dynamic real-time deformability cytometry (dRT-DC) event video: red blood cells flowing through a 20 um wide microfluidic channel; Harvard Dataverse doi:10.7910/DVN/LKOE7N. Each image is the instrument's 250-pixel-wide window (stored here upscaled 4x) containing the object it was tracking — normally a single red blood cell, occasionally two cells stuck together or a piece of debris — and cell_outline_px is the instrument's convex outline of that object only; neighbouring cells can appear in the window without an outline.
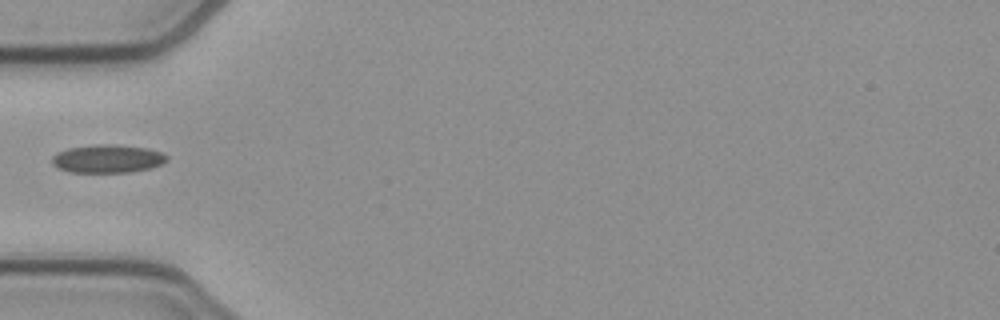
{"species": "common noctule bat (a hibernating species)", "species_latin": "Nyctalus noctula", "temperature_condition": "cold", "stored_images_in_passage": 20, "camera_frame_rate_fps": 3000, "um_per_image_px": 0.085, "animal": {"sex": "female", "body_mass_g": 21.9}, "frame": {"image": 1, "passage_image": 1, "time_ms": 0.0, "image_size_px": [1000, 320], "cell_outline_px": [[168, 160], [164, 164], [148, 168], [128, 172], [68, 172], [56, 168], [52, 164], [52, 156], [56, 152], [68, 148], [92, 144], [112, 144], [148, 148], [160, 152], [168, 156]], "centroid_in_image_um": [9.11, 13.48], "position_along_channel_um": 75.9, "area_um2": 19.07}}
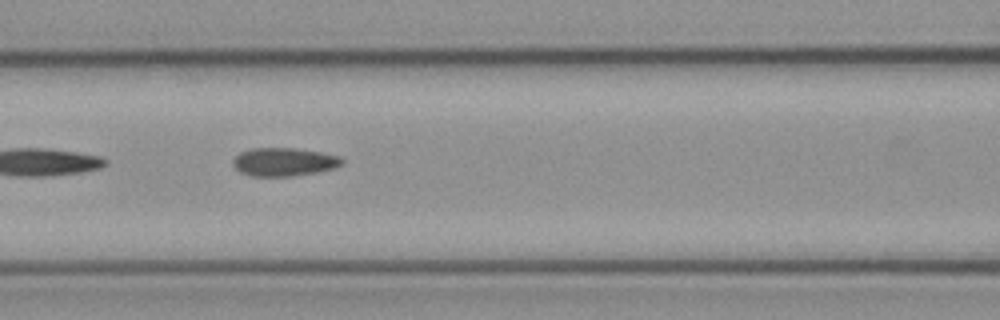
{"frame": {"image": 2, "passage_image": 6, "time_ms": 1.667, "image_size_px": [1000, 320], "cell_outline_px": [[344, 164], [336, 168], [316, 172], [292, 176], [252, 176], [240, 172], [232, 164], [232, 160], [240, 152], [252, 148], [296, 148], [320, 152], [340, 156], [344, 160]], "centroid_in_image_um": [24.16, 13.76], "position_along_channel_um": 142.4, "area_um2": 18.09}}